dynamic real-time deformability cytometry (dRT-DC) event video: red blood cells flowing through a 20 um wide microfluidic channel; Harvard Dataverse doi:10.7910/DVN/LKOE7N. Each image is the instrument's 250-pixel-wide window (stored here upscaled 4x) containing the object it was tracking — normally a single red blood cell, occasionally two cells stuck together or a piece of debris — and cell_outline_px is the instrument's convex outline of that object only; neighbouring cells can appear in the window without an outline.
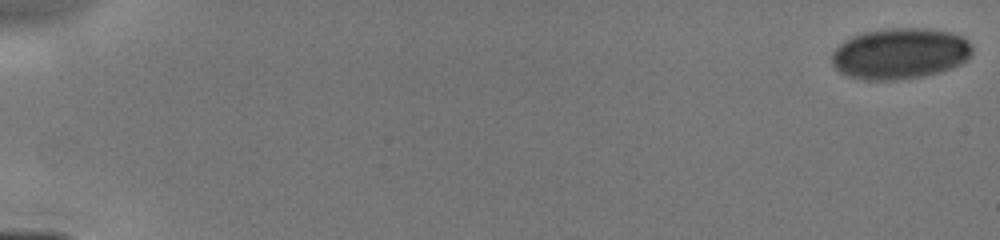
{"species": "human", "species_latin": "Homo sapiens", "temperature_condition": "cold", "stored_images_in_passage": 34, "camera_frame_rate_fps": 3000, "um_per_image_px": 0.085, "donor": {"sex": "male"}, "frame": {"image": 1, "passage_image": 1, "time_ms": 0.0, "image_size_px": [1000, 240], "cell_outline_px": [[972, 52], [968, 60], [960, 64], [940, 72], [924, 76], [896, 80], [864, 80], [848, 76], [840, 72], [832, 64], [832, 52], [840, 44], [852, 36], [864, 32], [888, 28], [928, 28], [948, 32], [960, 36], [968, 40], [972, 44]], "centroid_in_image_um": [76.51, 4.56], "position_along_channel_um": 8.5, "area_um2": 41.91}}
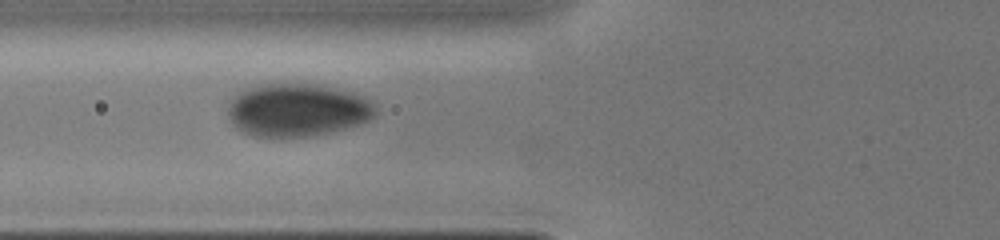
{"frame": {"image": 2, "passage_image": 25, "time_ms": 6.333, "image_size_px": [1000, 240], "cell_outline_px": [[376, 116], [368, 120], [344, 128], [328, 132], [308, 136], [252, 136], [244, 132], [232, 124], [228, 116], [228, 100], [244, 88], [260, 84], [316, 84], [352, 92], [364, 96], [376, 104]], "centroid_in_image_um": [25.25, 9.33], "position_along_channel_um": 100.6, "area_um2": 45.55}}
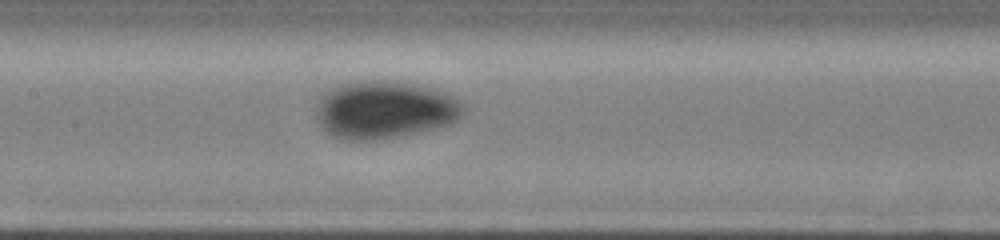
{"frame": {"image": 3, "passage_image": 32, "time_ms": 8.0, "image_size_px": [1000, 240], "cell_outline_px": [[464, 116], [452, 124], [400, 136], [372, 140], [340, 140], [332, 136], [316, 120], [316, 104], [320, 96], [324, 92], [340, 84], [356, 80], [396, 80], [432, 88], [444, 92], [460, 100], [464, 104]], "centroid_in_image_um": [32.69, 9.32], "position_along_channel_um": 174.7, "area_um2": 50.23}}